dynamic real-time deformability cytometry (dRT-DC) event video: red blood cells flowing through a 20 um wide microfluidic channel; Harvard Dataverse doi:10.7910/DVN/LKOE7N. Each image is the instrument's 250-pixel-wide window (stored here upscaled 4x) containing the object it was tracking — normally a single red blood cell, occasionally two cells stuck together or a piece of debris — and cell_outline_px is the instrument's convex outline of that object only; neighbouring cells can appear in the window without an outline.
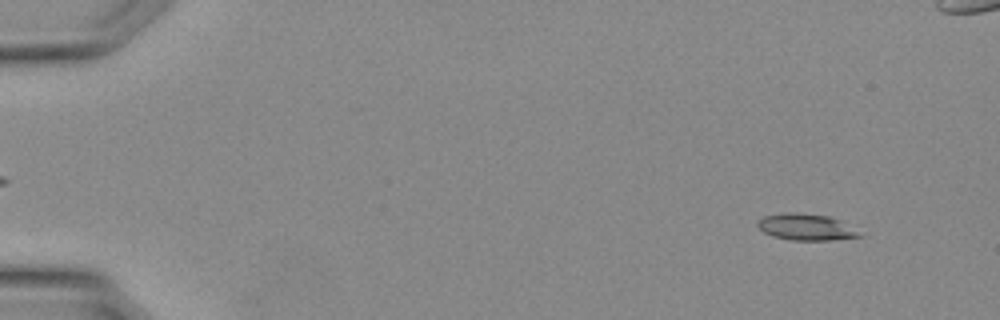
{"species": "Egyptian fruit bat (a non-hibernating species)", "species_latin": "Rousettus aegyptiacus", "temperature_condition": "warm", "stored_images_in_passage": 36, "segment_of_instrument_passage": [1, 2], "camera_frame_rate_fps": 3000, "um_per_image_px": 0.085, "animal": {"sex": "female"}, "frame": {"image": 1, "passage_image": 3, "time_ms": 0.667, "image_size_px": [1000, 320], "cell_outline_px": [[864, 236], [832, 240], [792, 240], [772, 236], [764, 232], [756, 224], [764, 216], [784, 212], [792, 212], [828, 216], [840, 220]], "centroid_in_image_um": [68.5, 19.3], "position_along_channel_um": 16.5, "area_um2": 15.49}}
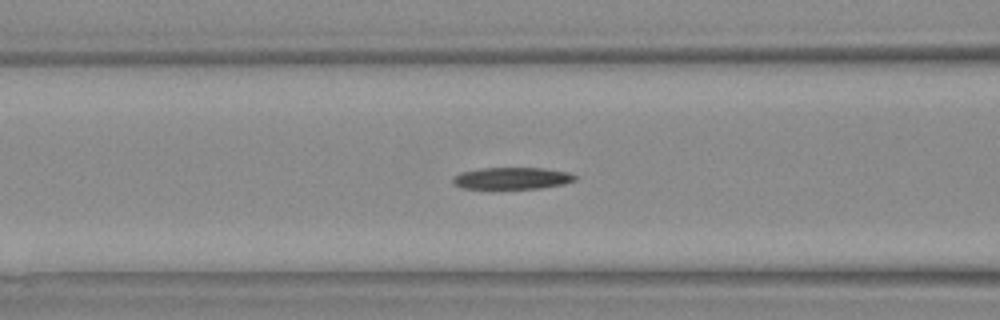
{"frame": {"image": 2, "passage_image": 15, "time_ms": 4.667, "image_size_px": [1000, 320], "cell_outline_px": [[576, 180], [564, 184], [540, 188], [460, 188], [452, 184], [452, 176], [460, 172], [480, 168], [544, 168], [568, 172], [576, 176]], "centroid_in_image_um": [43.48, 15.14], "position_along_channel_um": 123.1, "area_um2": 15.61}}
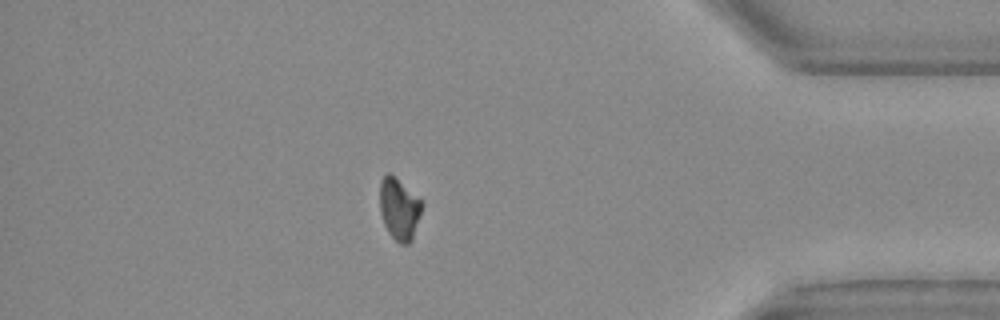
{"frame": {"image": 3, "passage_image": 31, "time_ms": 10.0, "image_size_px": [1000, 320], "cell_outline_px": [[424, 204], [412, 240], [408, 244], [400, 244], [388, 232], [384, 224], [380, 212], [380, 180], [388, 172], [420, 200]], "centroid_in_image_um": [33.92, 17.8], "position_along_channel_um": 401.3, "area_um2": 14.85}}